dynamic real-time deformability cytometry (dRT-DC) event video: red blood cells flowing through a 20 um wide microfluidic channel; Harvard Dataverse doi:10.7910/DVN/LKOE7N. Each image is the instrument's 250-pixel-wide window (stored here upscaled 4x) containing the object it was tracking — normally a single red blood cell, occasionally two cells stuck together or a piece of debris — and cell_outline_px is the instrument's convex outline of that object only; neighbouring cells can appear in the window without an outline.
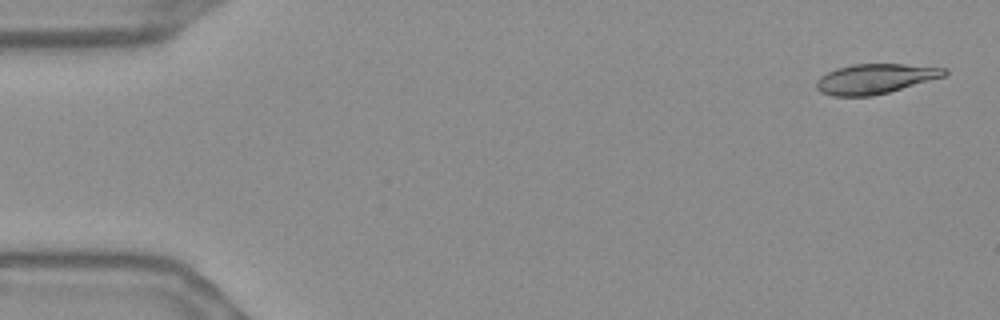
{"species": "Egyptian fruit bat (a non-hibernating species)", "species_latin": "Rousettus aegyptiacus", "temperature_condition": "warm", "stored_images_in_passage": 55, "camera_frame_rate_fps": 3000, "um_per_image_px": 0.085, "frame": {"image": 1, "passage_image": 2, "time_ms": 0.333, "image_size_px": [1000, 320], "cell_outline_px": [[948, 72], [944, 76], [888, 92], [872, 96], [832, 96], [820, 92], [816, 88], [816, 80], [820, 76], [836, 68], [852, 64], [904, 64], [948, 68]], "centroid_in_image_um": [74.35, 6.69], "position_along_channel_um": 10.6, "area_um2": 22.25}}
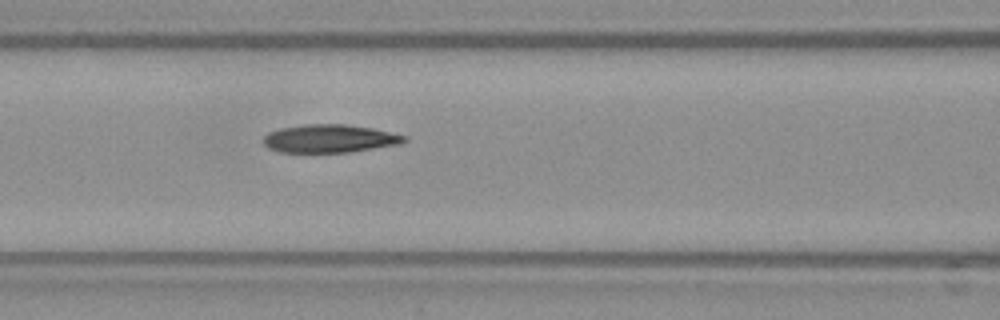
{"frame": {"image": 2, "passage_image": 23, "time_ms": 7.333, "image_size_px": [1000, 320], "cell_outline_px": [[408, 140], [400, 144], [348, 152], [280, 152], [268, 148], [260, 140], [268, 132], [280, 128], [304, 124], [344, 124], [372, 128], [408, 136]], "centroid_in_image_um": [27.99, 11.77], "position_along_channel_um": 138.6, "area_um2": 23.18}}
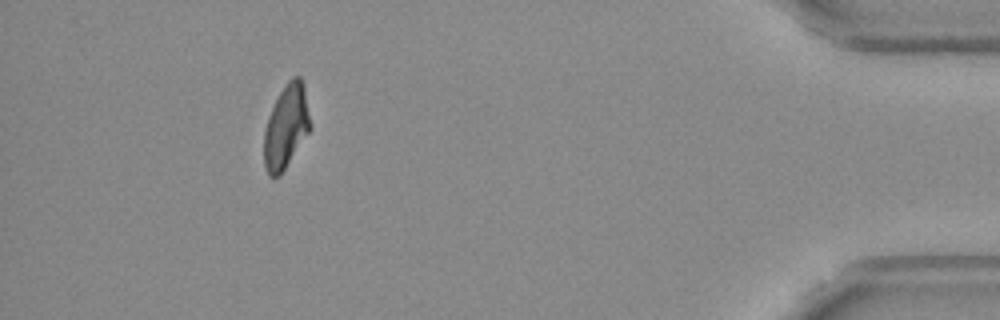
{"frame": {"image": 3, "passage_image": 50, "time_ms": 16.333, "image_size_px": [1000, 320], "cell_outline_px": [[312, 128], [280, 176], [268, 176], [264, 164], [264, 132], [268, 116], [284, 84], [292, 76], [300, 76], [304, 84], [312, 124]], "centroid_in_image_um": [24.34, 10.75], "position_along_channel_um": 410.9, "area_um2": 22.83}, "authors_computed_cell_mechanics": {"area_um2": 23.3512, "velocity_mm_per_s": 3.6956, "shape_relaxation_time_tau1_ms": 8.2345, "shape_relaxation_time_tau2_ms": 4.4596, "deformation_change_tau1": 0.2263, "deformation_change_tau2": 0.1209}}